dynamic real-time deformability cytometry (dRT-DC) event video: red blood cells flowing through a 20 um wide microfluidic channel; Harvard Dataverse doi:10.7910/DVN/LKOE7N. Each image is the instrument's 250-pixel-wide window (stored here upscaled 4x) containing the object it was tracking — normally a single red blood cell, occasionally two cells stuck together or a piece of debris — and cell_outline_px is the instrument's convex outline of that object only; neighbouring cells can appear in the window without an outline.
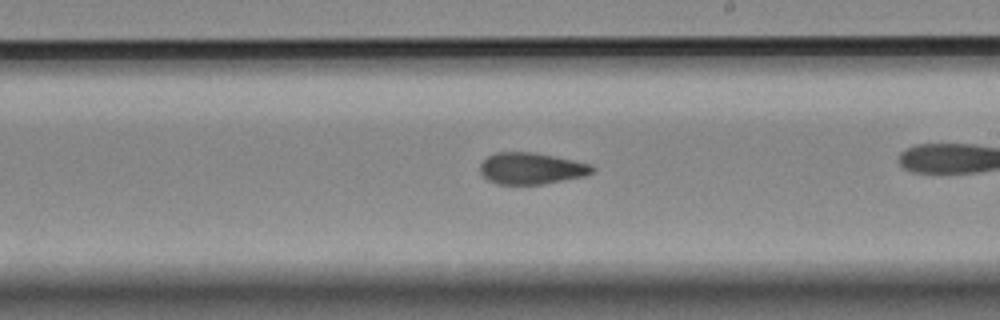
{"species": "Egyptian fruit bat (a non-hibernating species)", "species_latin": "Rousettus aegyptiacus", "temperature_condition": "room temperature", "stored_images_in_passage": 31, "camera_frame_rate_fps": 3000, "um_per_image_px": 0.085, "animal": {"sex": "female"}, "frame": {"image": 1, "passage_image": 22, "time_ms": 7.0, "image_size_px": [1000, 320], "cell_outline_px": [[596, 168], [588, 176], [544, 184], [496, 184], [488, 180], [480, 172], [480, 164], [488, 156], [496, 152], [532, 152], [592, 164]], "centroid_in_image_um": [45.19, 14.33], "position_along_channel_um": 243.8, "area_um2": 20.69}}
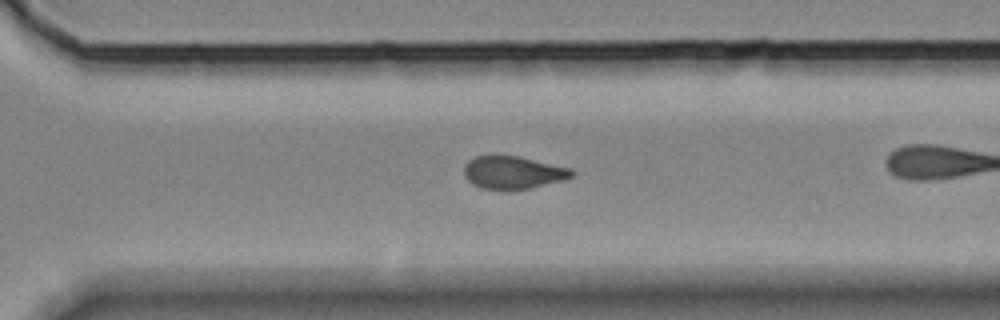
{"frame": {"image": 2, "passage_image": 27, "time_ms": 8.667, "image_size_px": [1000, 320], "cell_outline_px": [[576, 172], [572, 176], [564, 180], [532, 188], [480, 188], [472, 184], [464, 176], [464, 164], [468, 160], [476, 156], [488, 152], [496, 152], [520, 156], [572, 168]], "centroid_in_image_um": [43.58, 14.59], "position_along_channel_um": 327.0, "area_um2": 21.21}}